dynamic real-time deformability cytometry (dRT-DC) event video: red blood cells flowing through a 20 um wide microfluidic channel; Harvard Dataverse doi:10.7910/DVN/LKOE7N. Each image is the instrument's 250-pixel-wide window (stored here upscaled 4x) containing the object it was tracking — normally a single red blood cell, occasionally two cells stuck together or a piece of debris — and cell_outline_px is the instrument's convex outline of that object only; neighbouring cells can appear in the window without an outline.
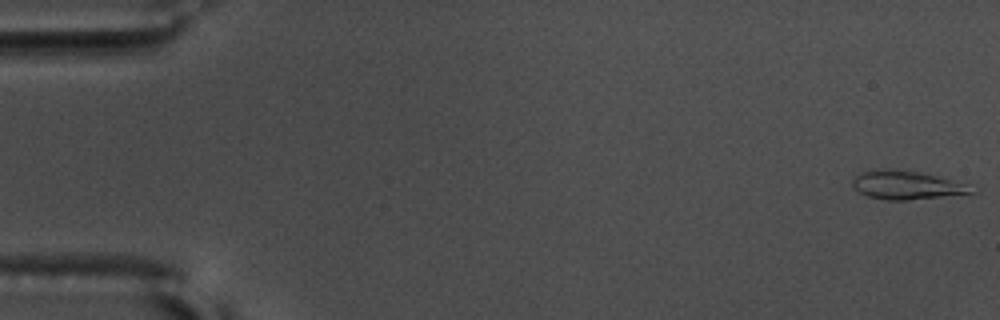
{"species": "common noctule bat (a hibernating species)", "species_latin": "Nyctalus noctula", "temperature_condition": "warm", "stored_images_in_passage": 57, "camera_frame_rate_fps": 3000, "um_per_image_px": 0.085, "animal": {"sex": "male", "body_mass_g": 17.5, "forearm_length_mm": 52.3}, "frame": {"image": 1, "passage_image": 1, "time_ms": 0.0, "image_size_px": [1000, 320], "cell_outline_px": [[976, 192], [908, 200], [888, 200], [868, 196], [852, 188], [852, 180], [856, 176], [864, 172], [876, 168], [888, 168], [924, 172], [964, 184]], "centroid_in_image_um": [76.97, 15.71], "position_along_channel_um": 8.0, "area_um2": 19.54}}
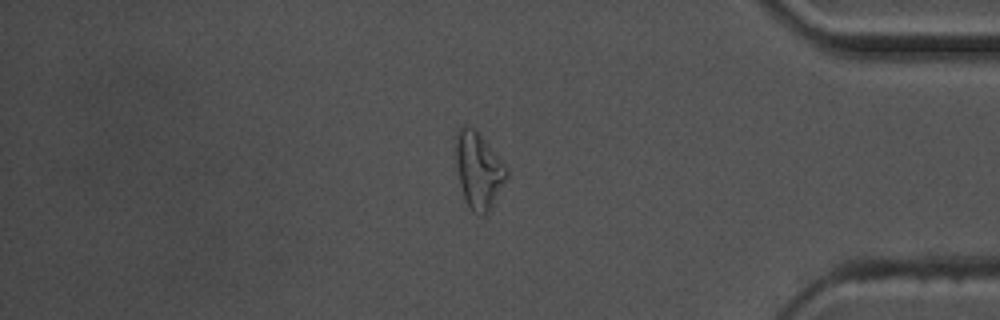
{"frame": {"image": 2, "passage_image": 48, "time_ms": 15.667, "image_size_px": [1000, 320], "cell_outline_px": [[508, 176], [484, 216], [480, 216], [472, 212], [464, 196], [460, 184], [456, 164], [456, 132], [464, 124], [472, 128], [480, 136], [508, 168]], "centroid_in_image_um": [40.66, 14.48], "position_along_channel_um": 394.5, "area_um2": 21.85}}
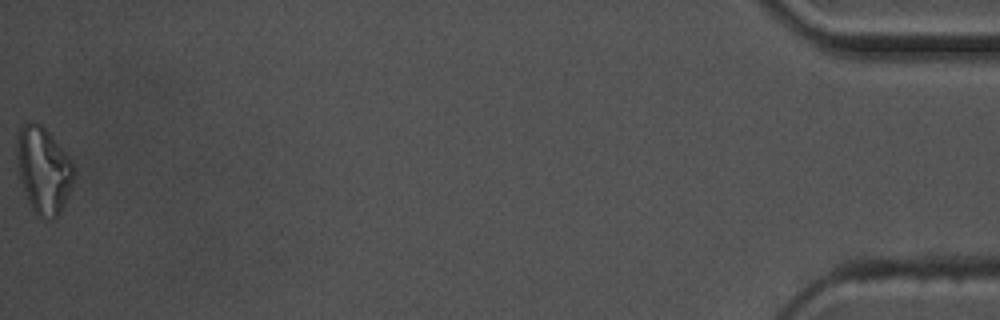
{"frame": {"image": 3, "passage_image": 57, "time_ms": 18.667, "image_size_px": [1000, 320], "cell_outline_px": [[72, 184], [64, 204], [60, 212], [56, 216], [48, 220], [40, 216], [32, 208], [28, 200], [20, 180], [16, 156], [16, 140], [20, 128], [24, 124], [40, 124], [52, 136], [68, 156], [72, 164]], "centroid_in_image_um": [3.66, 14.47], "position_along_channel_um": 431.5, "area_um2": 27.98}}